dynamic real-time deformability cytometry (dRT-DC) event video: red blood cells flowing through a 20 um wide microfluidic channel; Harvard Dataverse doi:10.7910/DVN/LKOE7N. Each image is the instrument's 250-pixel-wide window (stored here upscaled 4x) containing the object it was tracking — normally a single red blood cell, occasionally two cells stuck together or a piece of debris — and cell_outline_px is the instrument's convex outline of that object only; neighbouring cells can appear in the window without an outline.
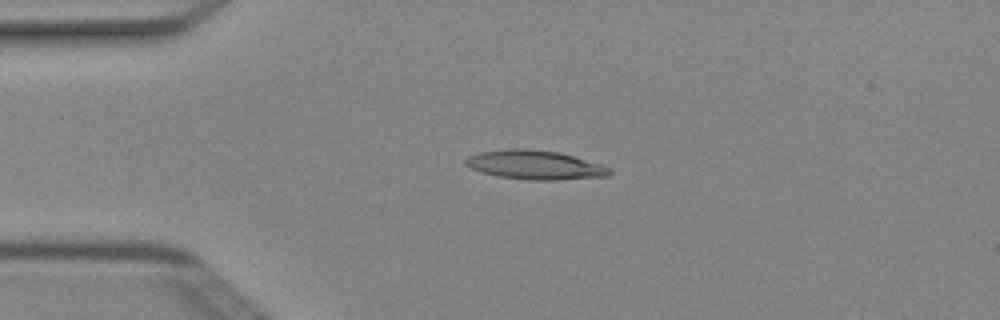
{"species": "Egyptian fruit bat (a non-hibernating species)", "species_latin": "Rousettus aegyptiacus", "temperature_condition": "cold", "stored_images_in_passage": 2, "camera_frame_rate_fps": 3000, "um_per_image_px": 0.085, "animal": {"sex": "female"}, "frame": {"image": 1, "passage_image": 1, "time_ms": 0.0, "image_size_px": [1000, 320], "cell_outline_px": [[612, 172], [608, 176], [556, 180], [528, 180], [496, 176], [480, 172], [464, 164], [464, 160], [468, 156], [480, 152], [508, 148], [528, 148], [560, 152], [600, 164], [612, 168]], "centroid_in_image_um": [45.45, 14.01], "position_along_channel_um": 39.5, "area_um2": 24.62}}